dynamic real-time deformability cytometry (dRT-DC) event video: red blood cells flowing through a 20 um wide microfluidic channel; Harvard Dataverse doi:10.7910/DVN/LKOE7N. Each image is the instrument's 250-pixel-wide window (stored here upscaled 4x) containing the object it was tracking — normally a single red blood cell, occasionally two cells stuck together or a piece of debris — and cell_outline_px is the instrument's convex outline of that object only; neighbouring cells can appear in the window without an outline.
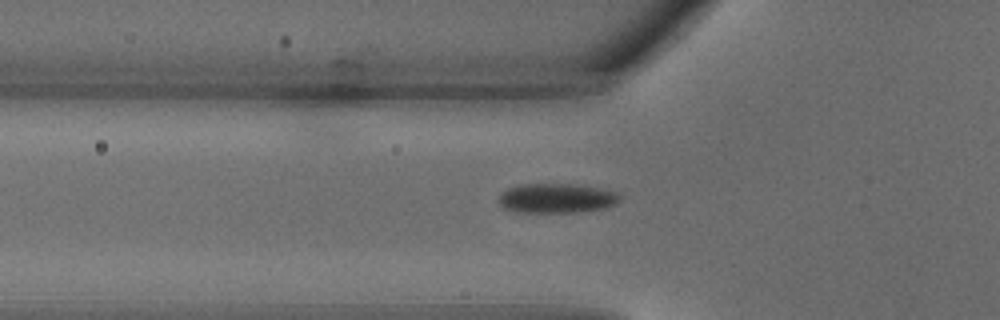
{"species": "common noctule bat (a hibernating species)", "species_latin": "Nyctalus noctula", "temperature_condition": "warm", "stored_images_in_passage": 24, "camera_frame_rate_fps": 3000, "um_per_image_px": 0.085, "animal": {"sex": "male", "body_mass_g": 18.8}, "frame": {"image": 1, "passage_image": 2, "time_ms": 0.333, "image_size_px": [1000, 320], "cell_outline_px": [[620, 200], [616, 204], [604, 208], [580, 212], [512, 212], [504, 208], [496, 200], [508, 188], [520, 184], [584, 184], [616, 192], [620, 196]], "centroid_in_image_um": [47.32, 16.85], "position_along_channel_um": 78.5, "area_um2": 21.1}}
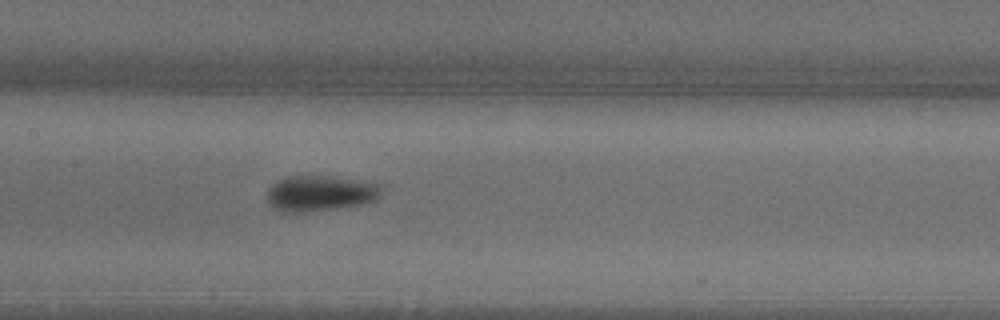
{"frame": {"image": 2, "passage_image": 7, "time_ms": 2.0, "image_size_px": [1000, 320], "cell_outline_px": [[384, 188], [380, 196], [376, 200], [360, 204], [336, 208], [292, 212], [280, 212], [268, 200], [268, 192], [272, 184], [276, 180], [284, 176], [320, 176], [356, 180], [384, 184]], "centroid_in_image_um": [27.25, 16.41], "position_along_channel_um": 180.1, "area_um2": 23.47}}
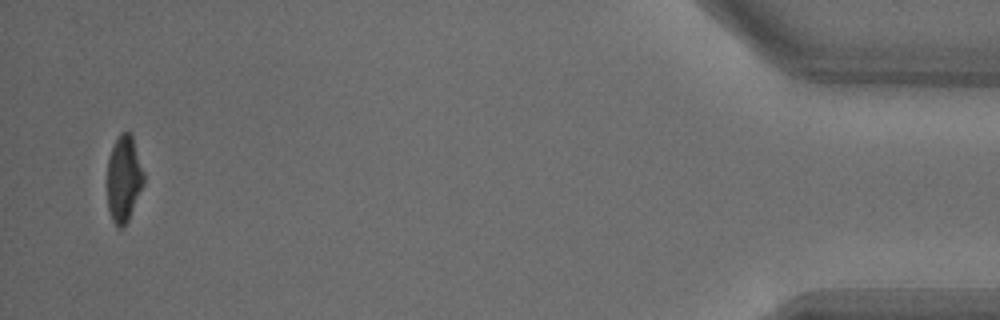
{"frame": {"image": 3, "passage_image": 23, "time_ms": 7.333, "image_size_px": [1000, 320], "cell_outline_px": [[144, 184], [128, 220], [120, 228], [116, 228], [112, 220], [108, 208], [108, 160], [112, 148], [120, 132], [128, 132], [132, 136], [144, 172]], "centroid_in_image_um": [10.53, 15.21], "position_along_channel_um": 424.7, "area_um2": 18.15}}